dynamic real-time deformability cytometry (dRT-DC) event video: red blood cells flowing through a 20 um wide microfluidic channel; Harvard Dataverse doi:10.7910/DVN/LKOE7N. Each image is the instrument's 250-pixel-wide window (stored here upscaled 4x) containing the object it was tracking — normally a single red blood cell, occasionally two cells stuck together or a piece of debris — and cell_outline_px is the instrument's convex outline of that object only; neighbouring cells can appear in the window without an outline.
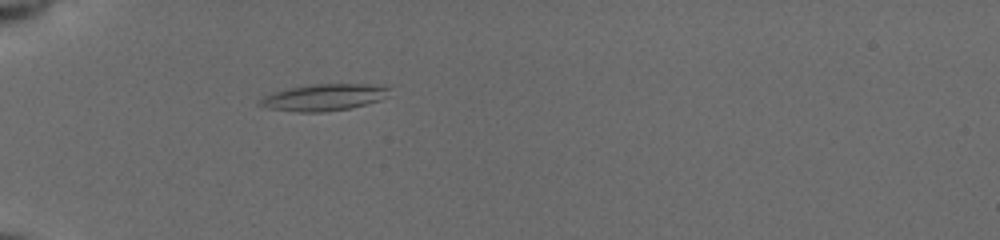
{"species": "common noctule bat (a hibernating species)", "species_latin": "Nyctalus noctula", "temperature_condition": "cold", "stored_images_in_passage": 39, "camera_frame_rate_fps": 3000, "um_per_image_px": 0.085, "animal": {"sex": "female", "body_mass_g": 19.5, "forearm_length_mm": 54.1}, "frame": {"image": 1, "passage_image": 3, "time_ms": 0.667, "image_size_px": [1000, 240], "cell_outline_px": [[388, 88], [380, 100], [348, 108], [320, 112], [300, 112], [268, 108], [260, 104], [260, 100], [264, 96], [288, 88], [312, 84], [372, 84]], "centroid_in_image_um": [27.47, 8.27], "position_along_channel_um": 57.5, "area_um2": 19.42}}
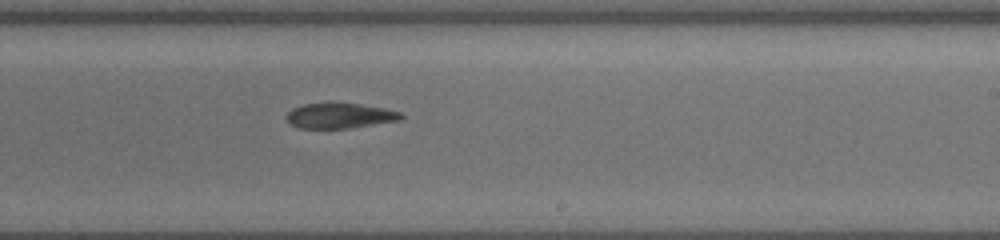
{"frame": {"image": 2, "passage_image": 20, "time_ms": 6.333, "image_size_px": [1000, 240], "cell_outline_px": [[404, 116], [400, 120], [348, 128], [300, 128], [292, 124], [284, 116], [292, 108], [304, 104], [328, 100], [332, 100], [360, 104], [384, 108], [400, 112]], "centroid_in_image_um": [28.84, 9.79], "position_along_channel_um": 260.2, "area_um2": 17.34}}
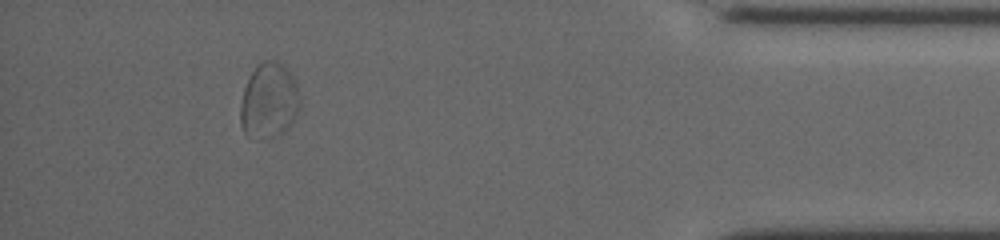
{"frame": {"image": 3, "passage_image": 35, "time_ms": 11.333, "image_size_px": [1000, 240], "cell_outline_px": [[300, 108], [288, 128], [284, 132], [276, 136], [268, 136], [244, 132], [240, 124], [240, 104], [244, 88], [256, 64], [264, 60], [272, 60], [284, 64], [292, 76], [296, 84], [300, 96]], "centroid_in_image_um": [22.88, 8.5], "position_along_channel_um": 412.3, "area_um2": 25.78}, "authors_computed_cell_mechanics": {"area_um2": 18.5538, "velocity_mm_per_s": 3.8994, "shape_relaxation_time_tau1_ms": null, "shape_relaxation_time_tau2_ms": 6.4388, "deformation_change_tau1": null, "deformation_change_tau2": 0.1246}}